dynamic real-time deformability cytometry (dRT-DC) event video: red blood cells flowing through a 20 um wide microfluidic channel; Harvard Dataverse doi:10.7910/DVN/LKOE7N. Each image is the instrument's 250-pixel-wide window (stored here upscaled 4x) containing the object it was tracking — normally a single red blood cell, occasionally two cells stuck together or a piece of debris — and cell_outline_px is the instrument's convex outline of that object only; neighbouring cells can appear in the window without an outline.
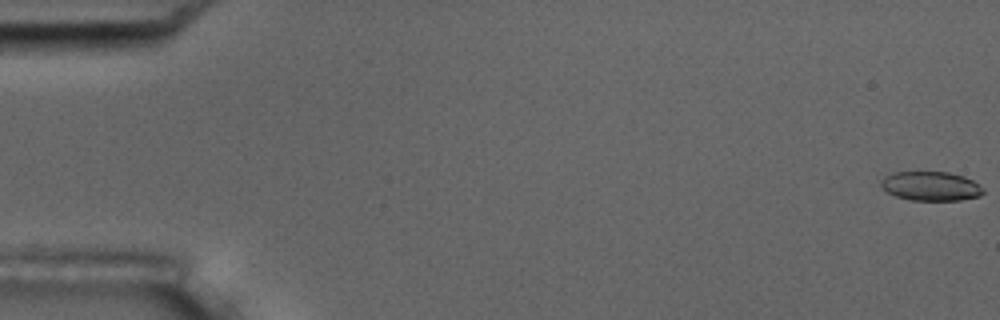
{"species": "common noctule bat (a hibernating species)", "species_latin": "Nyctalus noctula", "temperature_condition": "room temperature", "stored_images_in_passage": 8, "camera_frame_rate_fps": 3000, "um_per_image_px": 0.085, "animal": {"sex": "male", "body_mass_g": 17.5, "forearm_length_mm": 52.3}, "frame": {"image": 1, "passage_image": 1, "time_ms": 0.0, "image_size_px": [1000, 320], "cell_outline_px": [[984, 192], [980, 196], [960, 200], [912, 200], [896, 196], [888, 192], [880, 184], [880, 180], [884, 176], [892, 172], [948, 172], [964, 176], [972, 180], [984, 188]], "centroid_in_image_um": [79.13, 15.81], "position_along_channel_um": 5.9, "area_um2": 17.4}}
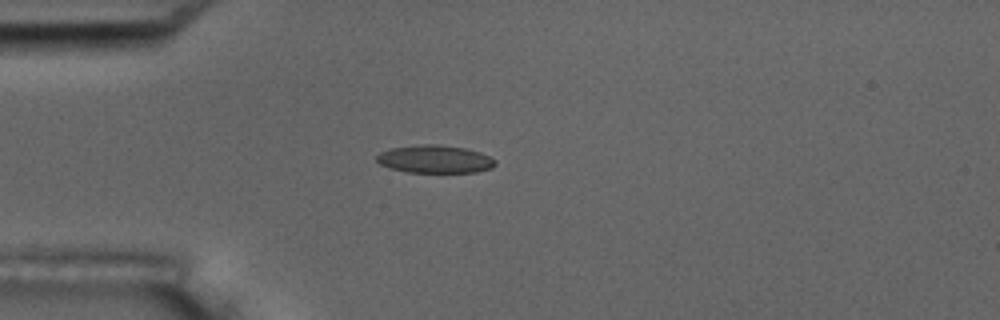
{"frame": {"image": 2, "passage_image": 5, "time_ms": 5.0, "image_size_px": [1000, 320], "cell_outline_px": [[496, 164], [492, 168], [476, 172], [408, 172], [388, 168], [380, 164], [376, 160], [376, 156], [380, 152], [392, 148], [424, 144], [436, 144], [464, 148], [480, 152], [496, 160]], "centroid_in_image_um": [36.96, 13.53], "position_along_channel_um": 48.0, "area_um2": 19.19}}